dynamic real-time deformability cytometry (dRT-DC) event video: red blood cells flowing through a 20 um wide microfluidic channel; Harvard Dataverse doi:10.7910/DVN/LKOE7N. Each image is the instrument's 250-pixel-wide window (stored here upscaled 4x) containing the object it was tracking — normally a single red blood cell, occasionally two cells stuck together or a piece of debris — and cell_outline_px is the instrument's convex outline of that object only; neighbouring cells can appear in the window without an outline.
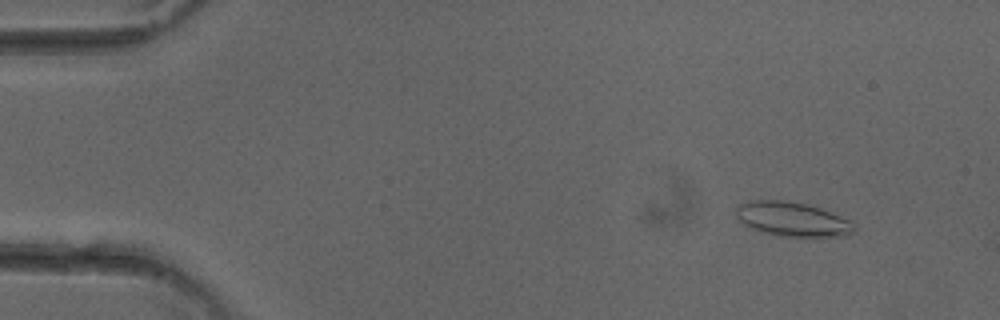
{"species": "common noctule bat (a hibernating species)", "species_latin": "Nyctalus noctula", "temperature_condition": "cold", "stored_images_in_passage": 48, "camera_frame_rate_fps": 3000, "um_per_image_px": 0.085, "animal": {"sex": "female"}, "frame": {"image": 1, "passage_image": 2, "time_ms": 0.333, "image_size_px": [1000, 320], "cell_outline_px": [[856, 232], [848, 236], [776, 236], [760, 232], [744, 224], [736, 216], [736, 208], [740, 204], [748, 200], [784, 200], [808, 204], [820, 208], [852, 220], [856, 228]], "centroid_in_image_um": [67.38, 18.63], "position_along_channel_um": 17.6, "area_um2": 23.93}}
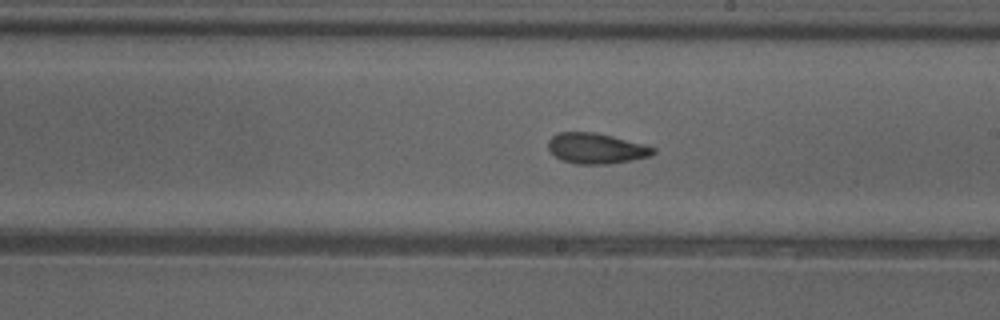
{"frame": {"image": 2, "passage_image": 26, "time_ms": 8.333, "image_size_px": [1000, 320], "cell_outline_px": [[656, 152], [648, 156], [608, 164], [576, 164], [560, 160], [548, 148], [548, 140], [552, 136], [560, 132], [596, 132], [644, 144], [656, 148]], "centroid_in_image_um": [50.65, 12.61], "position_along_channel_um": 238.4, "area_um2": 18.55}}
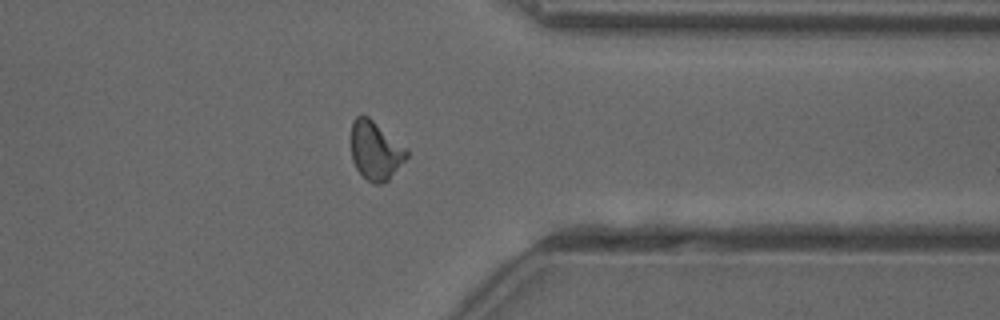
{"frame": {"image": 3, "passage_image": 37, "time_ms": 12.0, "image_size_px": [1000, 320], "cell_outline_px": [[408, 156], [388, 180], [380, 184], [372, 184], [356, 168], [352, 160], [352, 120], [360, 112], [368, 116], [408, 148]], "centroid_in_image_um": [31.92, 12.76], "position_along_channel_um": 379.5, "area_um2": 19.07}, "authors_computed_cell_mechanics": {"area_um2": 18.6983, "velocity_mm_per_s": 4.0421, "shape_relaxation_time_tau1_ms": 7.7437, "shape_relaxation_time_tau2_ms": 1.6743, "deformation_change_tau1": 0.1927, "deformation_change_tau2": 0.0894}}